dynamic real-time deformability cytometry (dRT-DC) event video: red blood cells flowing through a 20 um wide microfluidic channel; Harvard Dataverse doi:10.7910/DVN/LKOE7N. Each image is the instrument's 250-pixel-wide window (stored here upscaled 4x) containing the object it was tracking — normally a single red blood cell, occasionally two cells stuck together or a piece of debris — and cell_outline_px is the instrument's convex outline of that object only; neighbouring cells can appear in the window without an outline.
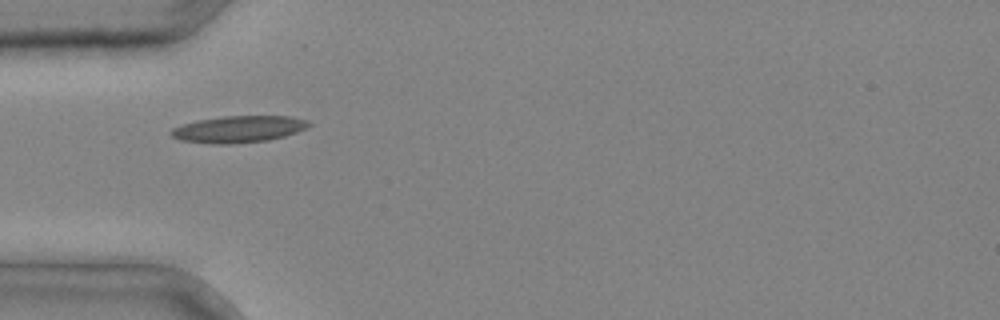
{"species": "common noctule bat (a hibernating species)", "species_latin": "Nyctalus noctula", "temperature_condition": "cold", "stored_images_in_passage": 24, "camera_frame_rate_fps": 3000, "um_per_image_px": 0.085, "animal": {"sex": "male", "body_mass_g": 20.4}, "frame": {"image": 1, "passage_image": 1, "time_ms": 0.0, "image_size_px": [1000, 320], "cell_outline_px": [[312, 124], [308, 128], [284, 136], [268, 140], [228, 144], [216, 144], [180, 140], [172, 136], [168, 132], [172, 128], [180, 124], [200, 120], [224, 116], [292, 116], [308, 120]], "centroid_in_image_um": [20.29, 10.97], "position_along_channel_um": 64.7, "area_um2": 21.5}}
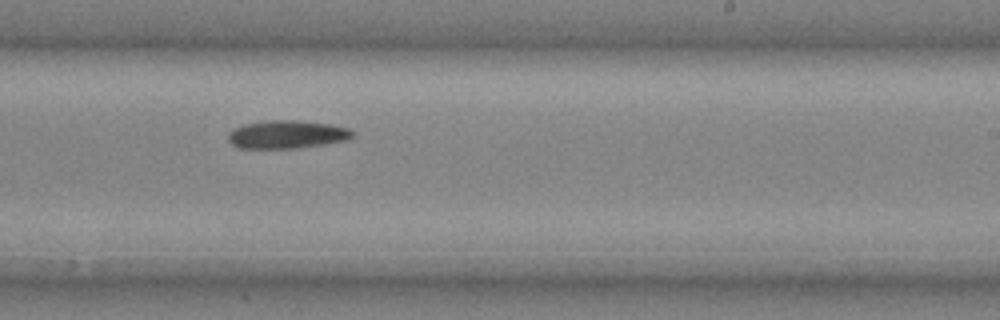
{"frame": {"image": 2, "passage_image": 13, "time_ms": 4.0, "image_size_px": [1000, 320], "cell_outline_px": [[356, 132], [348, 140], [328, 144], [296, 148], [236, 148], [228, 140], [228, 132], [232, 128], [244, 124], [264, 120], [296, 120], [332, 124], [348, 128]], "centroid_in_image_um": [24.39, 11.42], "position_along_channel_um": 264.6, "area_um2": 20.75}}
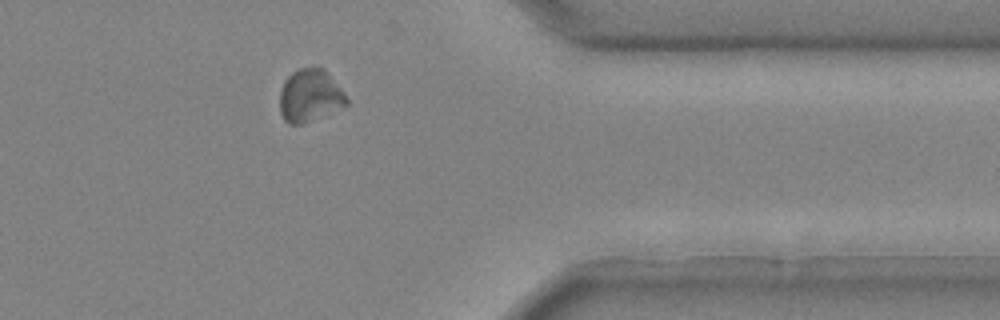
{"frame": {"image": 3, "passage_image": 21, "time_ms": 6.667, "image_size_px": [1000, 320], "cell_outline_px": [[348, 104], [300, 124], [288, 124], [284, 120], [280, 112], [280, 92], [284, 80], [292, 72], [300, 68], [324, 68], [344, 92], [348, 100]], "centroid_in_image_um": [26.32, 8.11], "position_along_channel_um": 385.1, "area_um2": 20.11}}